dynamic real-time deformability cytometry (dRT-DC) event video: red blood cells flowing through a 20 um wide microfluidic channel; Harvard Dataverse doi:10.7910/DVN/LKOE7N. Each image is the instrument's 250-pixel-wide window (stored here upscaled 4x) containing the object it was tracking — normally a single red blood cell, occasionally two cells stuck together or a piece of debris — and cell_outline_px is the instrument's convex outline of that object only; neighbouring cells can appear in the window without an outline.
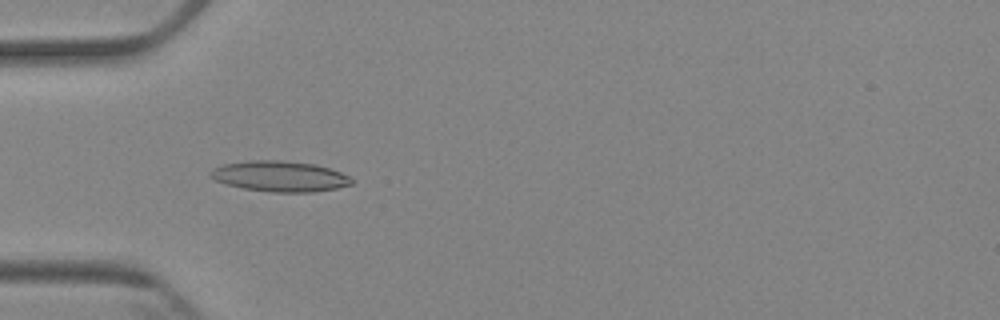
{"species": "Egyptian fruit bat (a non-hibernating species)", "species_latin": "Rousettus aegyptiacus", "temperature_condition": "cold", "stored_images_in_passage": 5, "camera_frame_rate_fps": 3000, "um_per_image_px": 0.085, "animal": {"sex": "female"}, "frame": {"image": 1, "passage_image": 4, "time_ms": 3.333, "image_size_px": [1000, 320], "cell_outline_px": [[352, 184], [336, 188], [312, 192], [272, 192], [244, 188], [228, 184], [216, 180], [208, 176], [208, 172], [212, 168], [224, 164], [248, 160], [280, 160], [316, 164], [340, 172], [348, 176], [352, 180]], "centroid_in_image_um": [23.75, 14.97], "position_along_channel_um": 61.2, "area_um2": 25.09}}
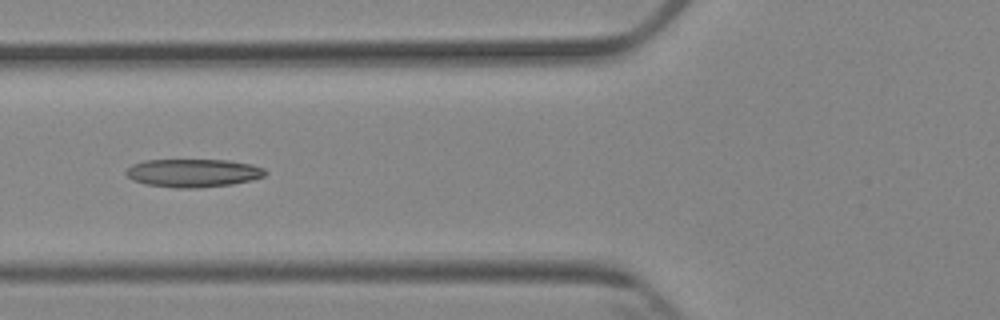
{"frame": {"image": 2, "passage_image": 5, "time_ms": 4.667, "image_size_px": [1000, 320], "cell_outline_px": [[268, 172], [264, 176], [252, 180], [232, 184], [200, 188], [176, 188], [144, 184], [132, 180], [124, 172], [132, 164], [144, 160], [228, 160], [252, 164], [264, 168]], "centroid_in_image_um": [16.42, 14.7], "position_along_channel_um": 109.4, "area_um2": 23.06}}